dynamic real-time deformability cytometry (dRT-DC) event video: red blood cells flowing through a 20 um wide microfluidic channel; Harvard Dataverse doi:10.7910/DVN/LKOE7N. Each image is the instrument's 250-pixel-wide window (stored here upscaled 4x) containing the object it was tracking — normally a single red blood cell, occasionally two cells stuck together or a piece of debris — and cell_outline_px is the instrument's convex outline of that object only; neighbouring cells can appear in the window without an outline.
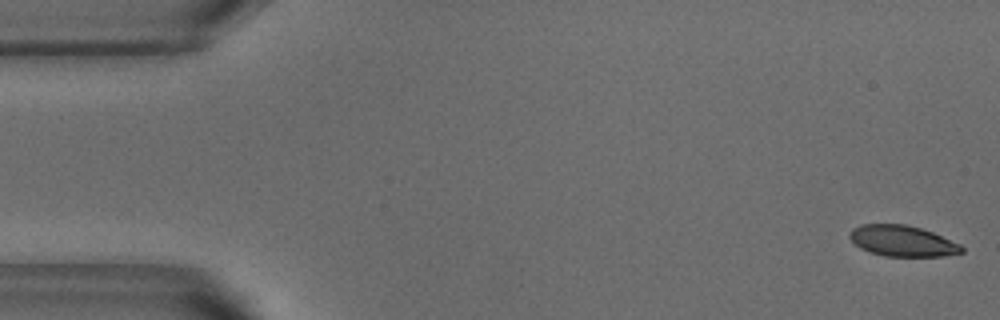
{"species": "common noctule bat (a hibernating species)", "species_latin": "Nyctalus noctula", "temperature_condition": "warm", "stored_images_in_passage": 52, "camera_frame_rate_fps": 3000, "um_per_image_px": 0.085, "animal": {"sex": "male", "body_mass_g": 18.8}, "frame": {"image": 1, "passage_image": 1, "time_ms": 0.0, "image_size_px": [1000, 320], "cell_outline_px": [[964, 252], [944, 256], [884, 256], [868, 252], [860, 248], [848, 236], [852, 228], [860, 224], [904, 224], [920, 228], [932, 232], [960, 244], [964, 248]], "centroid_in_image_um": [76.69, 20.48], "position_along_channel_um": 8.3, "area_um2": 20.17}}
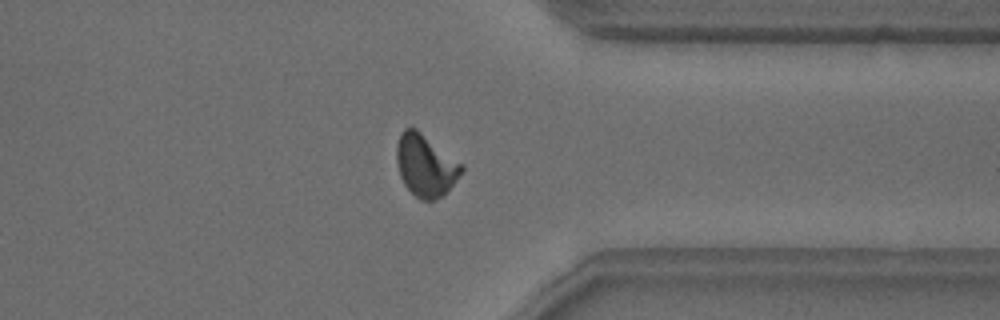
{"frame": {"image": 2, "passage_image": 40, "time_ms": 13.0, "image_size_px": [1000, 320], "cell_outline_px": [[464, 172], [440, 196], [432, 200], [420, 200], [404, 184], [400, 176], [396, 160], [396, 148], [400, 132], [404, 128], [416, 128], [464, 164]], "centroid_in_image_um": [36.17, 14.02], "position_along_channel_um": 375.2, "area_um2": 23.41}}
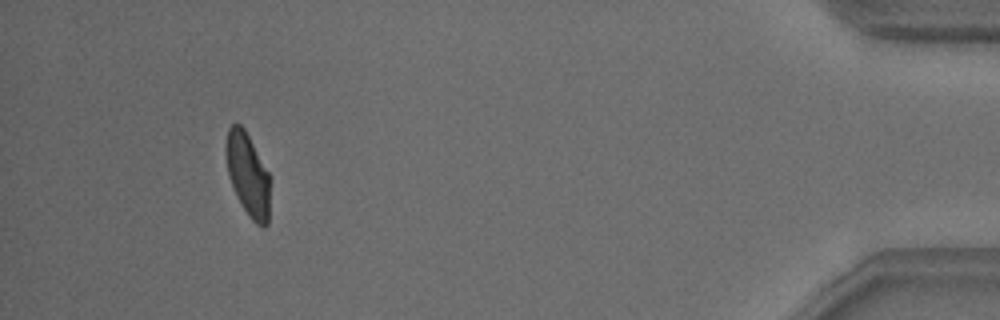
{"frame": {"image": 3, "passage_image": 48, "time_ms": 15.667, "image_size_px": [1000, 320], "cell_outline_px": [[268, 224], [264, 228], [256, 224], [248, 216], [228, 176], [224, 148], [228, 128], [232, 124], [240, 124], [244, 128], [268, 172]], "centroid_in_image_um": [21.03, 14.81], "position_along_channel_um": 414.2, "area_um2": 20.87}, "authors_computed_cell_mechanics": {"area_um2": 22.4264, "velocity_mm_per_s": 3.8261, "shape_relaxation_time_tau1_ms": 5.2404, "shape_relaxation_time_tau2_ms": 1.1447, "deformation_change_tau1": 0.1587, "deformation_change_tau2": 0.0672}}